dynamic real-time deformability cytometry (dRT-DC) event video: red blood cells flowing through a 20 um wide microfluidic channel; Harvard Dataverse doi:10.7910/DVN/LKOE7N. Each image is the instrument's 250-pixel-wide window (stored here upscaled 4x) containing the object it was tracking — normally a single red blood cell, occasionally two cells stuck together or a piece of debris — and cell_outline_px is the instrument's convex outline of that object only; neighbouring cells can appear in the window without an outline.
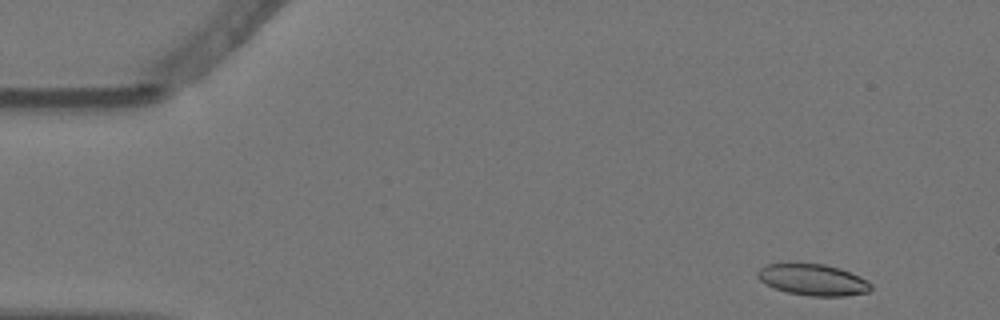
{"species": "Egyptian fruit bat (a non-hibernating species)", "species_latin": "Rousettus aegyptiacus", "temperature_condition": "warm", "stored_images_in_passage": 3, "camera_frame_rate_fps": 3000, "um_per_image_px": 0.085, "animal": {"sex": "female"}, "frame": {"image": 1, "passage_image": 1, "time_ms": 0.0, "image_size_px": [1000, 320], "cell_outline_px": [[872, 288], [868, 292], [844, 296], [812, 296], [788, 292], [776, 288], [760, 280], [756, 276], [756, 272], [760, 268], [768, 264], [824, 264], [840, 268], [868, 280], [872, 284]], "centroid_in_image_um": [69.14, 23.78], "position_along_channel_um": 15.9, "area_um2": 20.46}}